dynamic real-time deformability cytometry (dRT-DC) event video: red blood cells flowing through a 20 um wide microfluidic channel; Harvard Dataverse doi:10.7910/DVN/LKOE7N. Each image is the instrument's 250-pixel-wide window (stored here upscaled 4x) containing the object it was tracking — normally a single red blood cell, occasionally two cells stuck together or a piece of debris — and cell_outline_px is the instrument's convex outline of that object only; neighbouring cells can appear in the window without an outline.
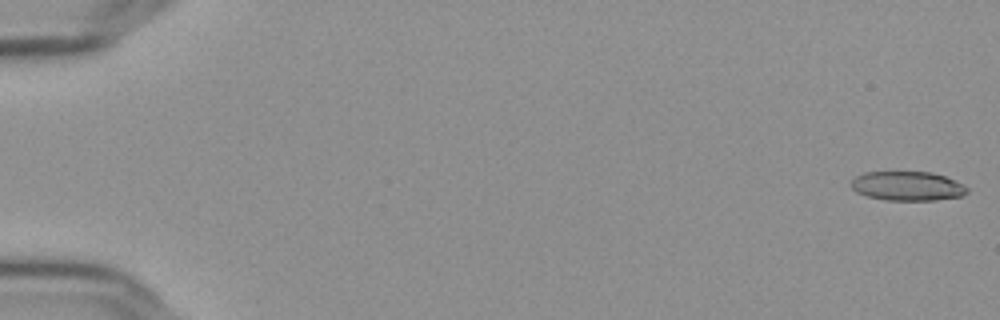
{"species": "Egyptian fruit bat (a non-hibernating species)", "species_latin": "Rousettus aegyptiacus", "temperature_condition": "cold", "stored_images_in_passage": 56, "camera_frame_rate_fps": 3000, "um_per_image_px": 0.085, "frame": {"image": 1, "passage_image": 1, "time_ms": 0.0, "image_size_px": [1000, 320], "cell_outline_px": [[968, 192], [964, 196], [936, 200], [884, 200], [868, 196], [856, 192], [852, 188], [852, 180], [856, 176], [864, 172], [932, 172], [956, 180], [968, 188]], "centroid_in_image_um": [77.16, 15.81], "position_along_channel_um": 7.8, "area_um2": 19.83}}
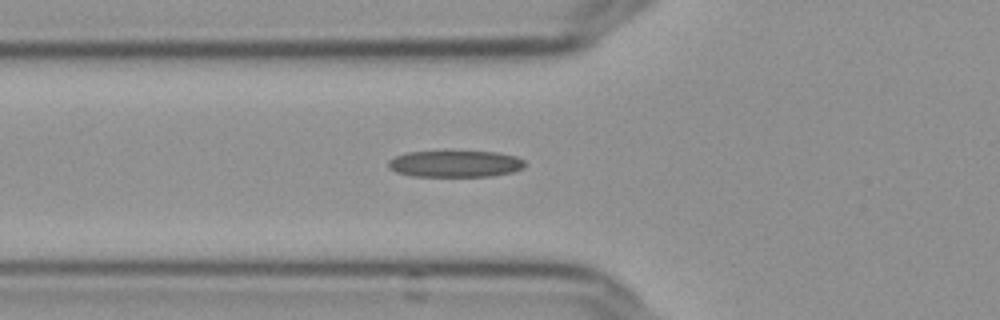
{"frame": {"image": 2, "passage_image": 21, "time_ms": 6.667, "image_size_px": [1000, 320], "cell_outline_px": [[524, 168], [512, 172], [492, 176], [412, 176], [396, 172], [388, 168], [388, 160], [396, 156], [408, 152], [496, 152], [516, 156], [524, 160]], "centroid_in_image_um": [38.69, 13.93], "position_along_channel_um": 87.1, "area_um2": 21.04}}
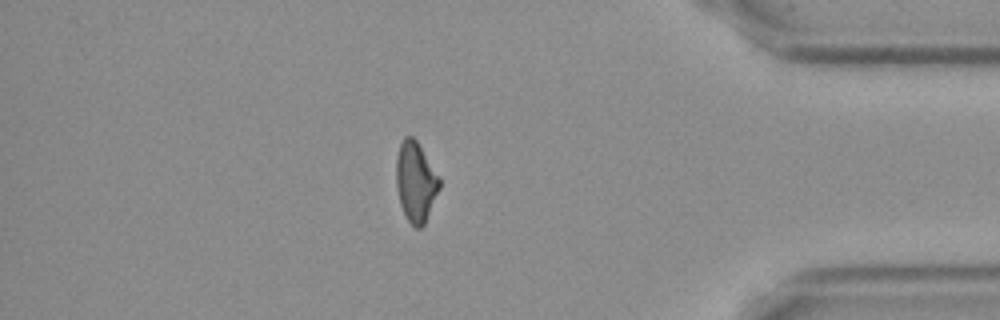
{"frame": {"image": 3, "passage_image": 49, "time_ms": 16.0, "image_size_px": [1000, 320], "cell_outline_px": [[440, 188], [424, 224], [420, 228], [416, 228], [408, 220], [400, 204], [396, 188], [396, 156], [400, 144], [404, 136], [412, 136], [416, 140], [440, 176]], "centroid_in_image_um": [35.33, 15.43], "position_along_channel_um": 399.9, "area_um2": 20.17}, "authors_computed_cell_mechanics": {"area_um2": 20.519, "velocity_mm_per_s": 3.6555, "shape_relaxation_time_tau1_ms": 10.9531, "shape_relaxation_time_tau2_ms": 3.3525, "deformation_change_tau1": 0.265, "deformation_change_tau2": 0.1324}}